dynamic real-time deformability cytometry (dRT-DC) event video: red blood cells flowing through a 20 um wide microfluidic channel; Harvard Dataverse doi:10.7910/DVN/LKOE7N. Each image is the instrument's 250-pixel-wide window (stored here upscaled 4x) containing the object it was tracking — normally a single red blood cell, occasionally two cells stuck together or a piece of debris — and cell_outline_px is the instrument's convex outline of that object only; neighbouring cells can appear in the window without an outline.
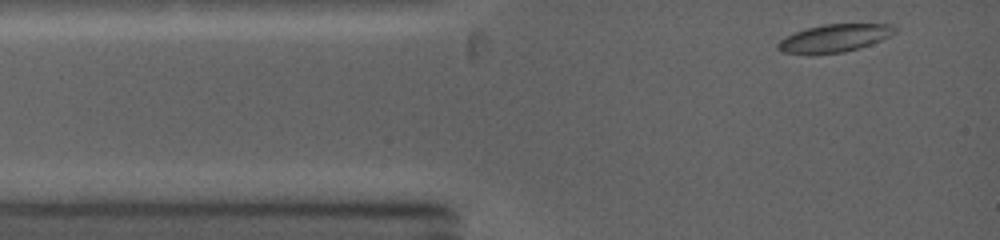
{"species": "common noctule bat (a hibernating species)", "species_latin": "Nyctalus noctula", "temperature_condition": "warm", "stored_images_in_passage": 26, "camera_frame_rate_fps": 5000, "um_per_image_px": 0.085, "animal": {"sex": "female", "body_mass_g": 19.0, "forearm_length_mm": 53.3}, "frame": {"image": 1, "passage_image": 1, "time_ms": 0.0, "image_size_px": [1000, 240], "cell_outline_px": [[896, 32], [880, 40], [860, 48], [844, 52], [812, 56], [780, 52], [776, 48], [776, 44], [784, 36], [808, 28], [824, 24], [892, 24], [896, 28]], "centroid_in_image_um": [70.84, 3.28], "position_along_channel_um": 14.2, "area_um2": 19.31}}
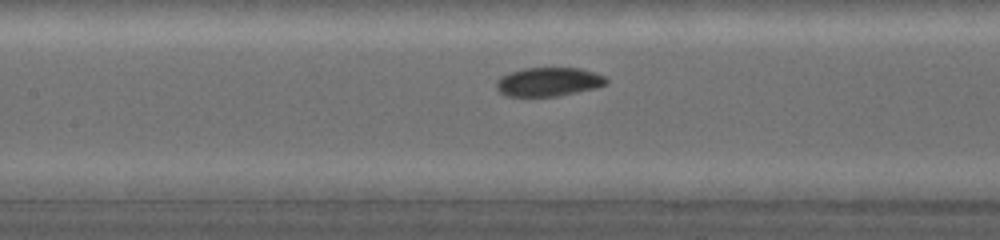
{"frame": {"image": 2, "passage_image": 12, "time_ms": 4.4, "image_size_px": [1000, 240], "cell_outline_px": [[608, 80], [604, 84], [596, 88], [556, 96], [504, 96], [496, 88], [496, 80], [500, 76], [508, 72], [524, 68], [580, 68], [604, 76]], "centroid_in_image_um": [46.56, 6.95], "position_along_channel_um": 160.8, "area_um2": 18.44}}
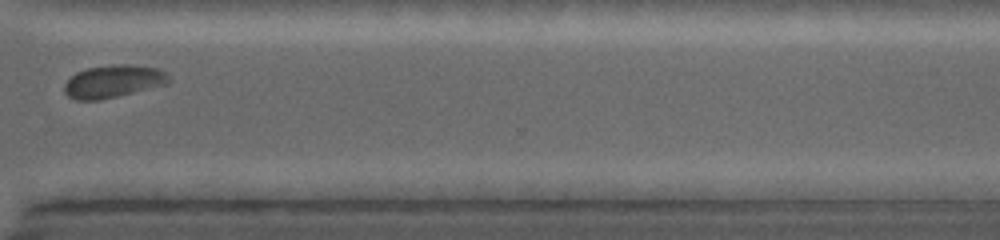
{"frame": {"image": 3, "passage_image": 23, "time_ms": 9.2, "image_size_px": [1000, 240], "cell_outline_px": [[172, 80], [168, 84], [100, 100], [76, 100], [68, 96], [64, 92], [64, 84], [76, 72], [88, 68], [120, 64], [128, 64], [156, 68], [164, 72]], "centroid_in_image_um": [9.62, 6.92], "position_along_channel_um": 361.0, "area_um2": 19.71}, "authors_computed_cell_mechanics": {"area_um2": 19.2474, "velocity_mm_per_s": 4.1522, "shape_relaxation_time_tau1_ms": 4.6756, "shape_relaxation_time_tau2_ms": 4.3868, "deformation_change_tau1": 0.0946, "deformation_change_tau2": 0.0777}}